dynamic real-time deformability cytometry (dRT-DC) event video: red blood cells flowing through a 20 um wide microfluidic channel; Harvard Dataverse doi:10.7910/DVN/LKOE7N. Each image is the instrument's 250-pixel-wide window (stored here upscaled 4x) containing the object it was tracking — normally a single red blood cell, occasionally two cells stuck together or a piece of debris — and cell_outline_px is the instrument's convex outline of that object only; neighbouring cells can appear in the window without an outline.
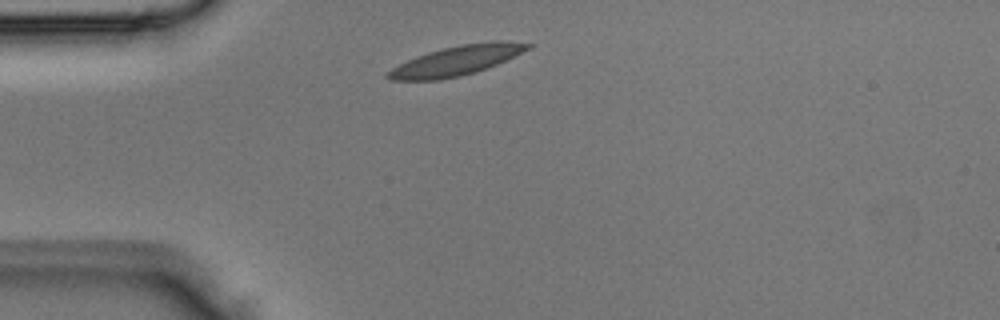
{"species": "Egyptian fruit bat (a non-hibernating species)", "species_latin": "Rousettus aegyptiacus", "temperature_condition": "room temperature", "stored_images_in_passage": 2, "camera_frame_rate_fps": 3000, "um_per_image_px": 0.085, "animal": {"sex": "male"}, "frame": {"image": 1, "passage_image": 1, "time_ms": 0.0, "image_size_px": [1000, 320], "cell_outline_px": [[536, 44], [532, 48], [496, 64], [460, 76], [440, 80], [388, 80], [384, 76], [392, 68], [416, 56], [428, 52], [460, 44], [492, 40], [504, 40]], "centroid_in_image_um": [38.84, 5.13], "position_along_channel_um": 46.2, "area_um2": 24.1}}
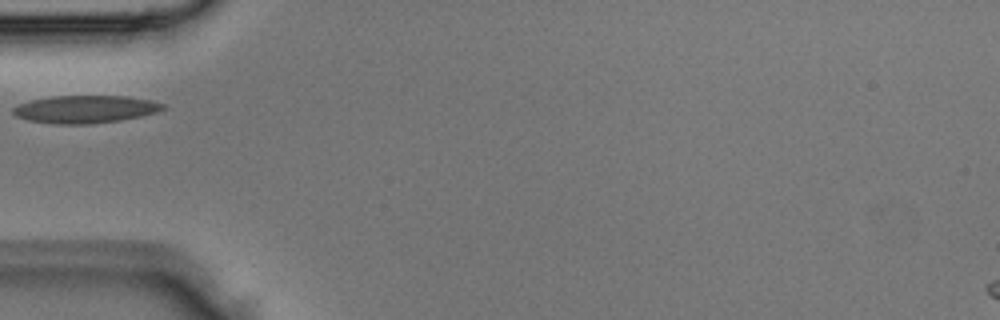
{"frame": {"image": 2, "passage_image": 2, "time_ms": 0.333, "image_size_px": [1000, 320], "cell_outline_px": [[164, 108], [156, 112], [140, 116], [120, 120], [88, 124], [56, 124], [28, 120], [16, 116], [12, 112], [12, 108], [20, 104], [32, 100], [52, 96], [128, 96], [152, 100], [164, 104]], "centroid_in_image_um": [7.24, 9.28], "position_along_channel_um": 77.8, "area_um2": 23.99}}